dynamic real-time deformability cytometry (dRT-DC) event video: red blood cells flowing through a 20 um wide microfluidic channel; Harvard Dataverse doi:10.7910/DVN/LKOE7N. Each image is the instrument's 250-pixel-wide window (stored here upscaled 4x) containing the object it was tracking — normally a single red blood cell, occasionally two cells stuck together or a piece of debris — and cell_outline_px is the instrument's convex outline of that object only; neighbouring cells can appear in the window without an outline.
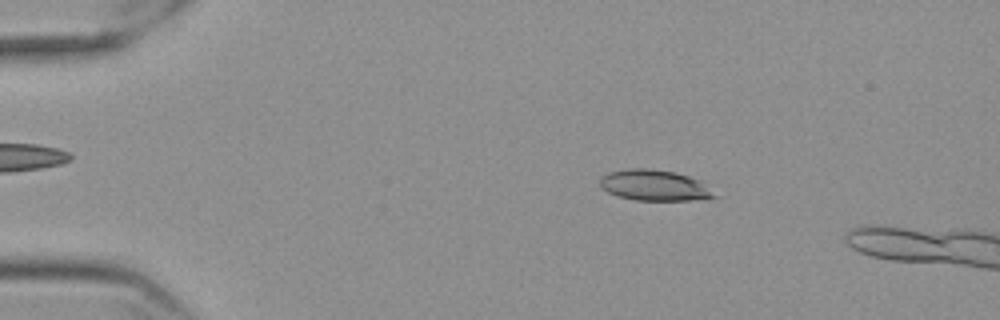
{"species": "Egyptian fruit bat (a non-hibernating species)", "species_latin": "Rousettus aegyptiacus", "temperature_condition": "cold", "stored_images_in_passage": 53, "camera_frame_rate_fps": 3000, "um_per_image_px": 0.085, "frame": {"image": 1, "passage_image": 10, "time_ms": 3.0, "image_size_px": [1000, 320], "cell_outline_px": [[720, 196], [692, 200], [636, 200], [616, 196], [600, 188], [600, 176], [608, 172], [628, 168], [648, 168], [672, 172], [688, 176], [700, 180]], "centroid_in_image_um": [55.6, 15.75], "position_along_channel_um": 29.4, "area_um2": 20.69}}
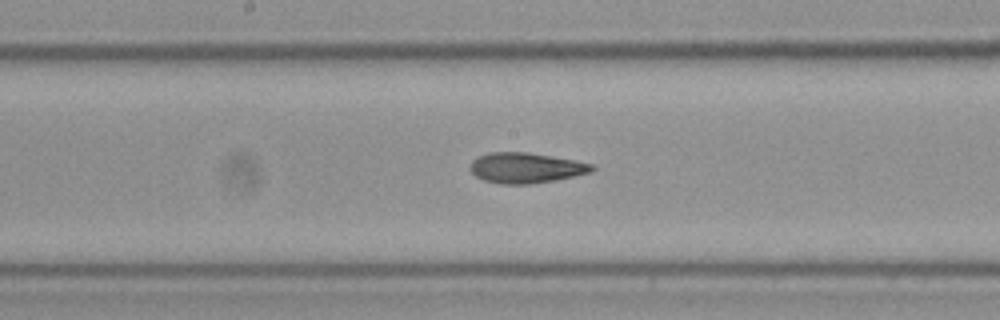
{"frame": {"image": 2, "passage_image": 30, "time_ms": 9.667, "image_size_px": [1000, 320], "cell_outline_px": [[596, 168], [592, 172], [556, 180], [528, 184], [500, 184], [484, 180], [476, 176], [468, 168], [472, 160], [488, 152], [528, 152], [572, 160], [592, 164]], "centroid_in_image_um": [44.67, 14.27], "position_along_channel_um": 203.5, "area_um2": 21.5}}
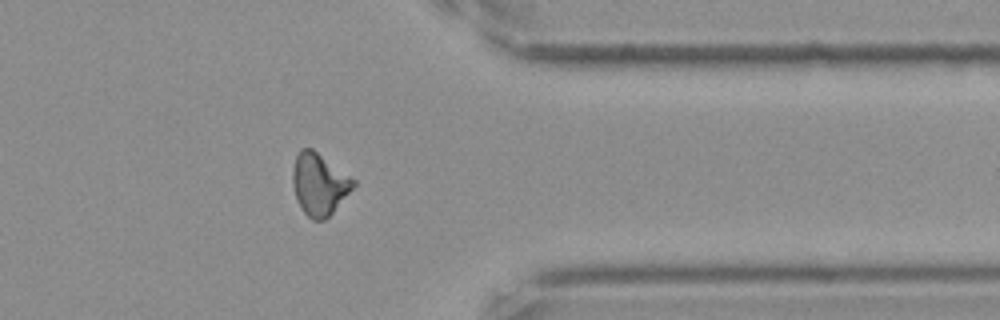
{"frame": {"image": 3, "passage_image": 46, "time_ms": 15.0, "image_size_px": [1000, 320], "cell_outline_px": [[356, 184], [332, 212], [324, 220], [312, 220], [300, 208], [292, 184], [292, 168], [296, 156], [300, 148], [312, 148], [356, 180]], "centroid_in_image_um": [27.11, 15.63], "position_along_channel_um": 384.3, "area_um2": 21.73}}